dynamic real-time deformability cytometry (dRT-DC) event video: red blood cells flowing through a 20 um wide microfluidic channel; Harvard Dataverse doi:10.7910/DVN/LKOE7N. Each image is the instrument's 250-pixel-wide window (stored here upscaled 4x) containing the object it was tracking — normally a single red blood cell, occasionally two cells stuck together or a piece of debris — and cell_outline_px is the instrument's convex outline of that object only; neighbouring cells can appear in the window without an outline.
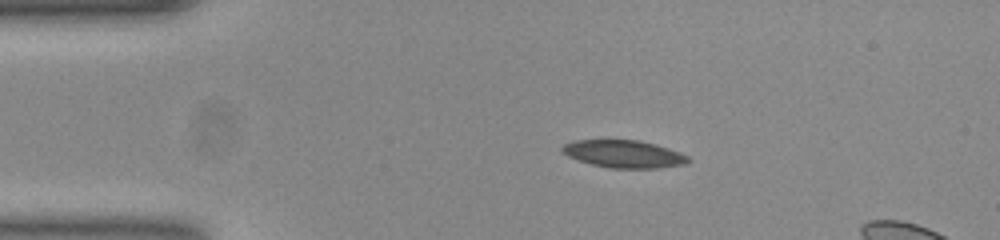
{"species": "common noctule bat (a hibernating species)", "species_latin": "Nyctalus noctula", "temperature_condition": "room temperature", "stored_images_in_passage": 10, "camera_frame_rate_fps": 3000, "um_per_image_px": 0.085, "animal": {"sex": "female", "body_mass_g": 23.0, "forearm_length_mm": 53.4}, "frame": {"image": 1, "passage_image": 4, "time_ms": 1.0, "image_size_px": [1000, 240], "cell_outline_px": [[692, 160], [684, 164], [656, 168], [612, 168], [592, 164], [568, 156], [560, 148], [564, 144], [576, 140], [604, 136], [608, 136], [640, 140], [656, 144], [680, 152], [688, 156]], "centroid_in_image_um": [52.99, 13.02], "position_along_channel_um": 32.0, "area_um2": 21.04}}